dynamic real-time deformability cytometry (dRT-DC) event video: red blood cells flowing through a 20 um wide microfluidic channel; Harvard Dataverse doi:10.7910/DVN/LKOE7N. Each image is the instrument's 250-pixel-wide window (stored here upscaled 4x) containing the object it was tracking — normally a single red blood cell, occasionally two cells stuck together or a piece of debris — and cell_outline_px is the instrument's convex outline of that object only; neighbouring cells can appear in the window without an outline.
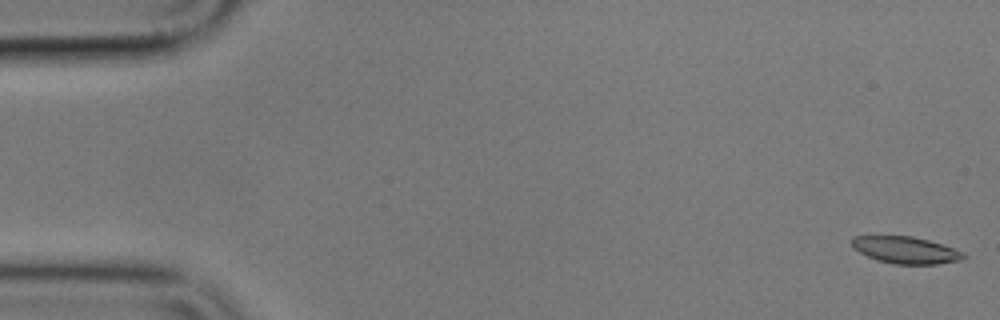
{"species": "common noctule bat (a hibernating species)", "species_latin": "Nyctalus noctula", "temperature_condition": "cold", "stored_images_in_passage": 56, "camera_frame_rate_fps": 3000, "um_per_image_px": 0.085, "animal": {"sex": "male", "body_mass_g": 17.9}, "frame": {"image": 1, "passage_image": 1, "time_ms": 0.0, "image_size_px": [1000, 320], "cell_outline_px": [[968, 256], [960, 260], [936, 264], [892, 264], [876, 260], [852, 248], [852, 236], [912, 236], [928, 240], [964, 252]], "centroid_in_image_um": [76.97, 21.26], "position_along_channel_um": 8.0, "area_um2": 17.46}}
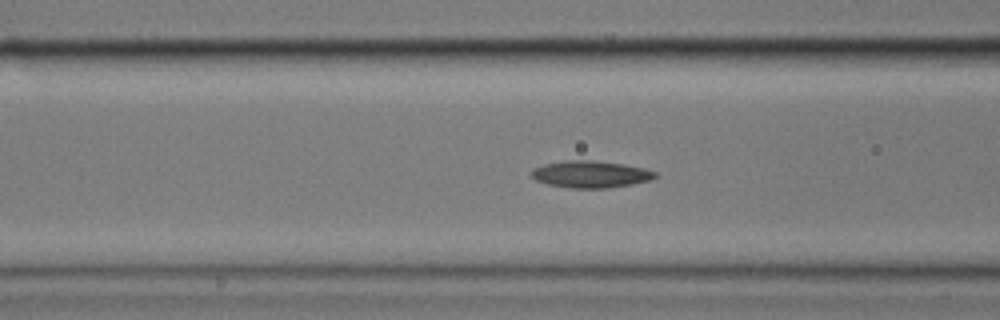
{"frame": {"image": 2, "passage_image": 21, "time_ms": 6.667, "image_size_px": [1000, 320], "cell_outline_px": [[656, 176], [652, 180], [632, 184], [608, 188], [572, 188], [548, 184], [536, 180], [528, 176], [532, 168], [544, 164], [564, 160], [592, 160], [624, 164], [644, 168], [656, 172]], "centroid_in_image_um": [50.17, 14.8], "position_along_channel_um": 116.4, "area_um2": 19.59}}
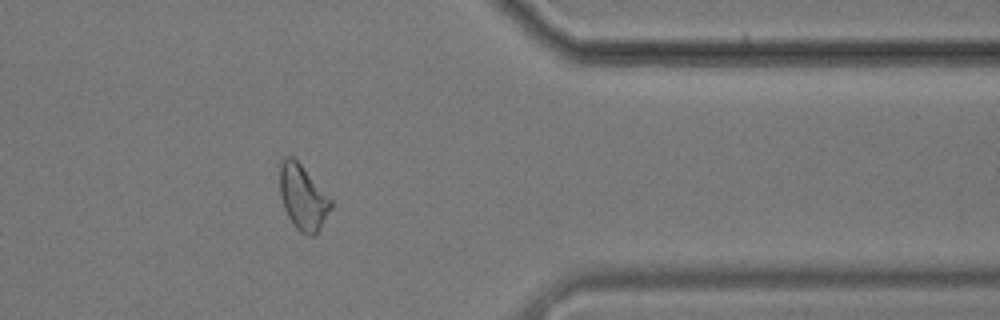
{"frame": {"image": 3, "passage_image": 45, "time_ms": 14.667, "image_size_px": [1000, 320], "cell_outline_px": [[332, 208], [316, 236], [308, 236], [300, 232], [292, 224], [284, 208], [280, 192], [280, 164], [284, 156], [292, 156], [300, 164], [332, 200]], "centroid_in_image_um": [25.75, 16.82], "position_along_channel_um": 385.6, "area_um2": 19.31}, "authors_computed_cell_mechanics": {"area_um2": 19.1896, "velocity_mm_per_s": 3.5613, "shape_relaxation_time_tau1_ms": null, "shape_relaxation_time_tau2_ms": 2.861, "deformation_change_tau1": null, "deformation_change_tau2": 0.0964}}